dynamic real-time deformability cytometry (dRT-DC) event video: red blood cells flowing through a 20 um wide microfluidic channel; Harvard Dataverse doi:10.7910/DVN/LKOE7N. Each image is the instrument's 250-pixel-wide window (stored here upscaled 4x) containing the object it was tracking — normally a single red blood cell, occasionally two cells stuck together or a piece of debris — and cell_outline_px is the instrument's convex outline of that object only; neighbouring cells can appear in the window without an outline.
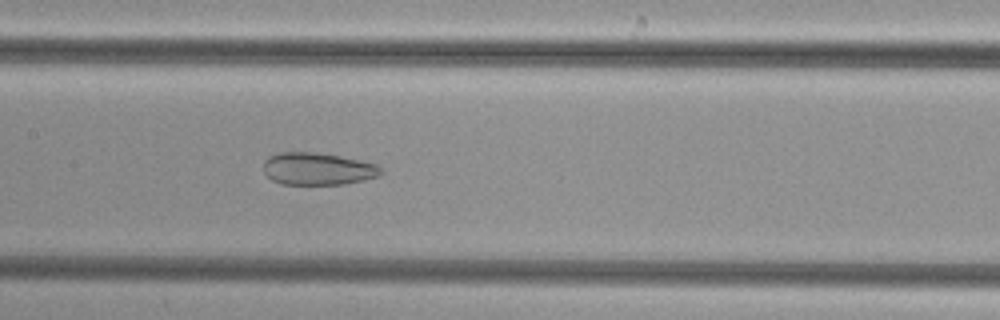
{"species": "common noctule bat (a hibernating species)", "species_latin": "Nyctalus noctula", "temperature_condition": "cold", "stored_images_in_passage": 32, "camera_frame_rate_fps": 3000, "um_per_image_px": 0.085, "animal": {"sex": "female", "body_mass_g": 29.2, "forearm_length_mm": 56.3}, "frame": {"image": 1, "passage_image": 21, "time_ms": 6.667, "image_size_px": [1000, 320], "cell_outline_px": [[384, 172], [380, 176], [364, 180], [344, 184], [280, 184], [272, 180], [264, 172], [264, 160], [268, 156], [280, 152], [312, 152], [340, 156], [360, 160], [376, 164]], "centroid_in_image_um": [27.01, 14.35], "position_along_channel_um": 180.4, "area_um2": 22.2}}
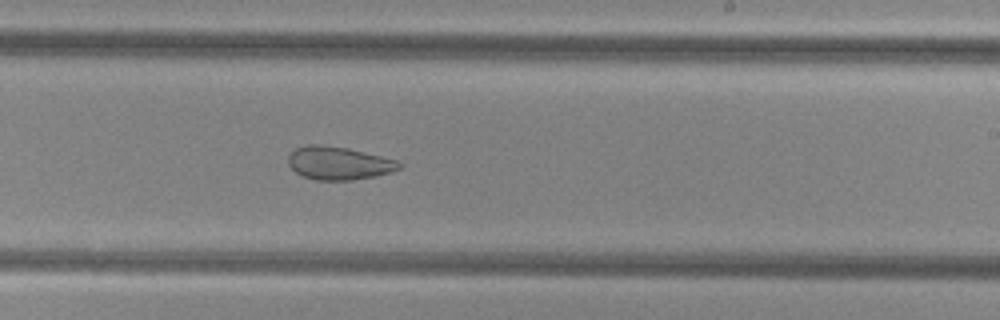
{"frame": {"image": 2, "passage_image": 27, "time_ms": 8.667, "image_size_px": [1000, 320], "cell_outline_px": [[404, 164], [400, 168], [392, 172], [376, 176], [352, 180], [316, 180], [304, 176], [296, 172], [288, 164], [288, 156], [296, 148], [308, 144], [324, 144], [348, 148], [396, 160]], "centroid_in_image_um": [28.8, 13.86], "position_along_channel_um": 260.2, "area_um2": 21.44}}
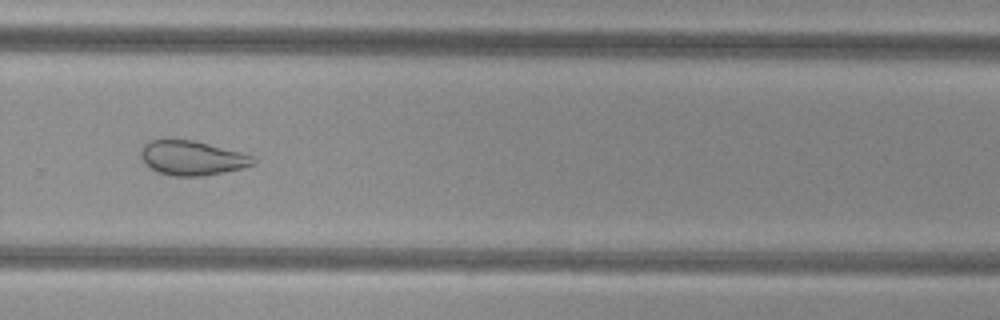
{"frame": {"image": 3, "passage_image": 31, "time_ms": 10.0, "image_size_px": [1000, 320], "cell_outline_px": [[256, 164], [244, 168], [204, 176], [172, 176], [156, 172], [144, 164], [140, 156], [140, 152], [144, 144], [152, 140], [196, 140], [240, 152], [252, 156], [256, 160]], "centroid_in_image_um": [16.32, 13.44], "position_along_channel_um": 313.5, "area_um2": 22.77}}